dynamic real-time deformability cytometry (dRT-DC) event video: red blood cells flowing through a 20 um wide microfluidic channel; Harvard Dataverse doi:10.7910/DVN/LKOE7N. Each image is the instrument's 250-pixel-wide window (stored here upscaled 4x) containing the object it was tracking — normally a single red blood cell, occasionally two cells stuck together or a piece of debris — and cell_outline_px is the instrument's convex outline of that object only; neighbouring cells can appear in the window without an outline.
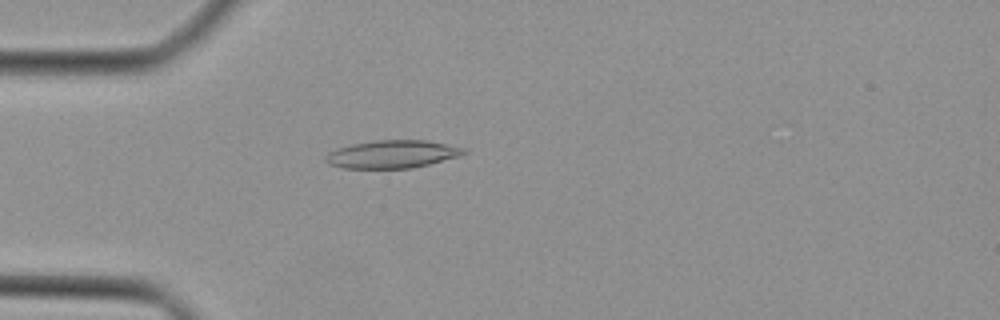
{"species": "Egyptian fruit bat (a non-hibernating species)", "species_latin": "Rousettus aegyptiacus", "temperature_condition": "cold", "stored_images_in_passage": 20, "camera_frame_rate_fps": 3000, "um_per_image_px": 0.085, "animal": {"sex": "female"}, "frame": {"image": 1, "passage_image": 3, "time_ms": 0.667, "image_size_px": [1000, 320], "cell_outline_px": [[468, 152], [460, 156], [412, 168], [344, 168], [328, 164], [324, 160], [324, 156], [328, 152], [336, 148], [352, 144], [376, 140], [428, 140], [464, 148]], "centroid_in_image_um": [33.31, 13.1], "position_along_channel_um": 51.7, "area_um2": 22.48}}
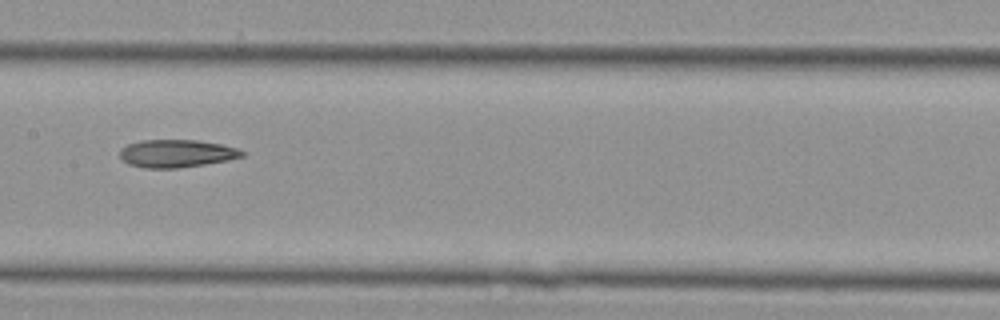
{"frame": {"image": 2, "passage_image": 13, "time_ms": 4.0, "image_size_px": [1000, 320], "cell_outline_px": [[244, 156], [228, 160], [180, 168], [144, 168], [128, 164], [120, 156], [120, 148], [128, 144], [140, 140], [196, 140], [220, 144], [236, 148], [244, 152]], "centroid_in_image_um": [14.98, 13.05], "position_along_channel_um": 192.4, "area_um2": 19.71}}
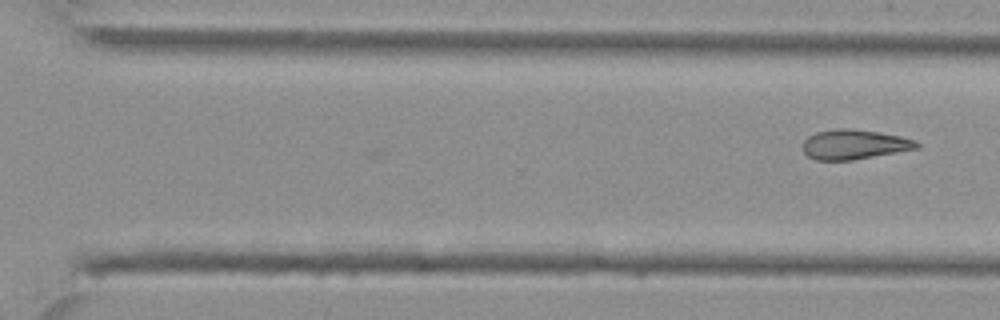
{"frame": {"image": 3, "passage_image": 20, "time_ms": 6.333, "image_size_px": [1000, 320], "cell_outline_px": [[920, 148], [852, 160], [816, 160], [808, 156], [804, 152], [804, 140], [808, 136], [816, 132], [836, 128], [848, 128], [876, 132], [900, 136], [916, 140], [920, 144]], "centroid_in_image_um": [72.62, 12.28], "position_along_channel_um": 298.0, "area_um2": 19.65}}